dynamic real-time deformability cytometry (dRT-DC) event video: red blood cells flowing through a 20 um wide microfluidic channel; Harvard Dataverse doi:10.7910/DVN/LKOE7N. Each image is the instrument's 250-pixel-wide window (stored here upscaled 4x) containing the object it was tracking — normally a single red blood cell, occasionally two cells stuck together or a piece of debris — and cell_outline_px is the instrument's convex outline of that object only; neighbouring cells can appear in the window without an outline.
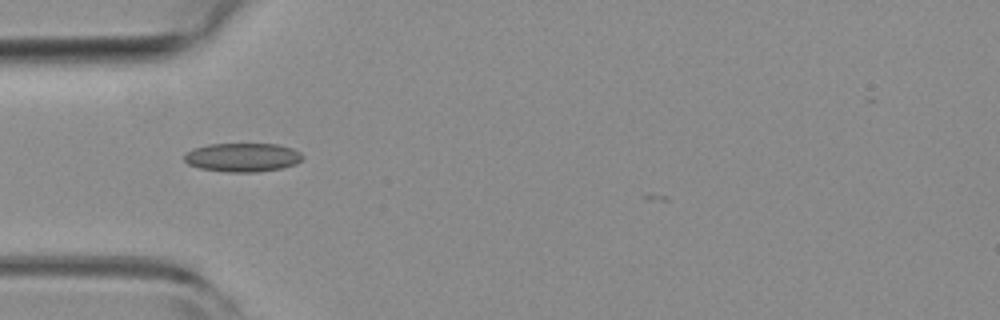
{"species": "common noctule bat (a hibernating species)", "species_latin": "Nyctalus noctula", "temperature_condition": "room temperature", "stored_images_in_passage": 14, "camera_frame_rate_fps": 3000, "um_per_image_px": 0.085, "animal": {"sex": "female", "body_mass_g": 19.3, "forearm_length_mm": 54.1}, "frame": {"image": 1, "passage_image": 1, "time_ms": 0.0, "image_size_px": [1000, 320], "cell_outline_px": [[304, 156], [296, 164], [284, 168], [256, 172], [228, 172], [200, 168], [188, 164], [184, 160], [184, 156], [192, 148], [208, 144], [276, 144], [292, 148], [300, 152]], "centroid_in_image_um": [20.63, 13.37], "position_along_channel_um": 64.4, "area_um2": 19.88}}
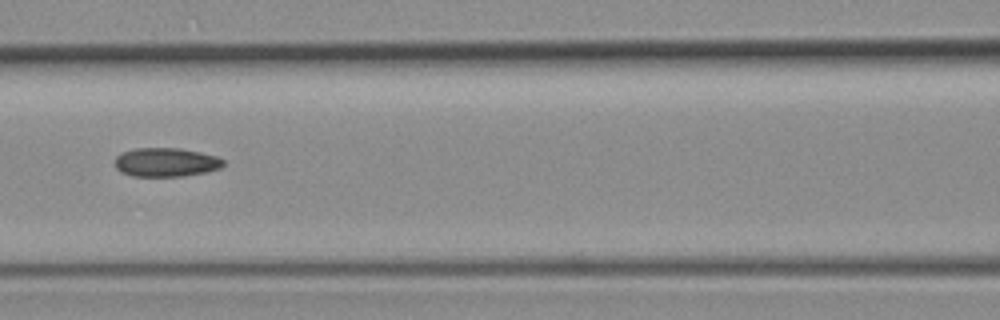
{"frame": {"image": 2, "passage_image": 8, "time_ms": 2.333, "image_size_px": [1000, 320], "cell_outline_px": [[224, 164], [220, 168], [208, 172], [184, 176], [132, 176], [120, 172], [116, 168], [116, 156], [120, 152], [136, 148], [180, 148], [200, 152], [216, 156], [224, 160]], "centroid_in_image_um": [14.1, 13.79], "position_along_channel_um": 152.5, "area_um2": 18.38}}
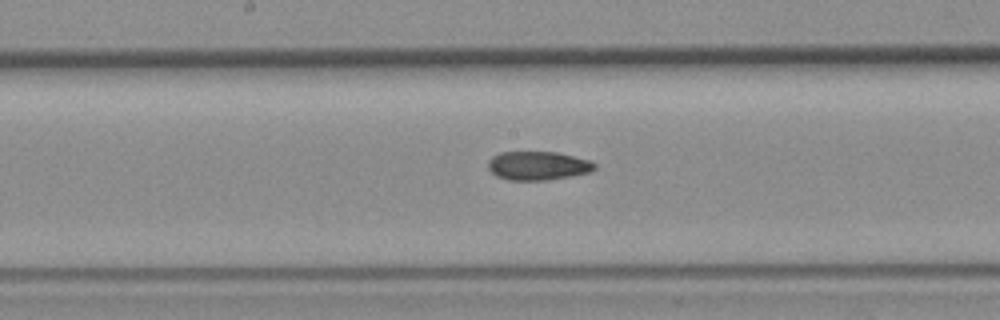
{"frame": {"image": 3, "passage_image": 12, "time_ms": 3.667, "image_size_px": [1000, 320], "cell_outline_px": [[596, 168], [592, 172], [572, 176], [548, 180], [508, 180], [496, 176], [488, 168], [488, 160], [492, 156], [500, 152], [556, 152], [588, 160], [596, 164]], "centroid_in_image_um": [45.72, 14.09], "position_along_channel_um": 202.5, "area_um2": 17.92}}